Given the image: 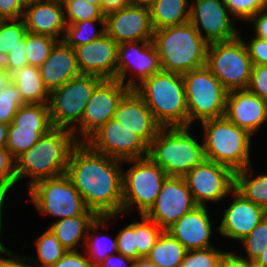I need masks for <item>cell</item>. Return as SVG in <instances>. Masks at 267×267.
Here are the masks:
<instances>
[{
  "label": "cell",
  "mask_w": 267,
  "mask_h": 267,
  "mask_svg": "<svg viewBox=\"0 0 267 267\" xmlns=\"http://www.w3.org/2000/svg\"><path fill=\"white\" fill-rule=\"evenodd\" d=\"M51 128L48 104L20 106L12 123L8 125L6 149L16 159Z\"/></svg>",
  "instance_id": "cell-14"
},
{
  "label": "cell",
  "mask_w": 267,
  "mask_h": 267,
  "mask_svg": "<svg viewBox=\"0 0 267 267\" xmlns=\"http://www.w3.org/2000/svg\"><path fill=\"white\" fill-rule=\"evenodd\" d=\"M27 0H0V16L5 19L23 18Z\"/></svg>",
  "instance_id": "cell-47"
},
{
  "label": "cell",
  "mask_w": 267,
  "mask_h": 267,
  "mask_svg": "<svg viewBox=\"0 0 267 267\" xmlns=\"http://www.w3.org/2000/svg\"><path fill=\"white\" fill-rule=\"evenodd\" d=\"M248 21L254 25L255 37L267 40V11H259Z\"/></svg>",
  "instance_id": "cell-50"
},
{
  "label": "cell",
  "mask_w": 267,
  "mask_h": 267,
  "mask_svg": "<svg viewBox=\"0 0 267 267\" xmlns=\"http://www.w3.org/2000/svg\"><path fill=\"white\" fill-rule=\"evenodd\" d=\"M248 260H256L267 246V215L261 222L242 240Z\"/></svg>",
  "instance_id": "cell-40"
},
{
  "label": "cell",
  "mask_w": 267,
  "mask_h": 267,
  "mask_svg": "<svg viewBox=\"0 0 267 267\" xmlns=\"http://www.w3.org/2000/svg\"><path fill=\"white\" fill-rule=\"evenodd\" d=\"M0 71L8 72V54L0 52Z\"/></svg>",
  "instance_id": "cell-60"
},
{
  "label": "cell",
  "mask_w": 267,
  "mask_h": 267,
  "mask_svg": "<svg viewBox=\"0 0 267 267\" xmlns=\"http://www.w3.org/2000/svg\"><path fill=\"white\" fill-rule=\"evenodd\" d=\"M223 251L215 247L187 251L179 267H218Z\"/></svg>",
  "instance_id": "cell-41"
},
{
  "label": "cell",
  "mask_w": 267,
  "mask_h": 267,
  "mask_svg": "<svg viewBox=\"0 0 267 267\" xmlns=\"http://www.w3.org/2000/svg\"><path fill=\"white\" fill-rule=\"evenodd\" d=\"M117 252L133 260H137L135 246L134 222L127 225L117 234Z\"/></svg>",
  "instance_id": "cell-44"
},
{
  "label": "cell",
  "mask_w": 267,
  "mask_h": 267,
  "mask_svg": "<svg viewBox=\"0 0 267 267\" xmlns=\"http://www.w3.org/2000/svg\"><path fill=\"white\" fill-rule=\"evenodd\" d=\"M118 255V256H117ZM135 260L123 256L121 253L111 254L96 267H133Z\"/></svg>",
  "instance_id": "cell-51"
},
{
  "label": "cell",
  "mask_w": 267,
  "mask_h": 267,
  "mask_svg": "<svg viewBox=\"0 0 267 267\" xmlns=\"http://www.w3.org/2000/svg\"><path fill=\"white\" fill-rule=\"evenodd\" d=\"M161 127L188 126L187 99L182 75L160 71L134 88Z\"/></svg>",
  "instance_id": "cell-4"
},
{
  "label": "cell",
  "mask_w": 267,
  "mask_h": 267,
  "mask_svg": "<svg viewBox=\"0 0 267 267\" xmlns=\"http://www.w3.org/2000/svg\"><path fill=\"white\" fill-rule=\"evenodd\" d=\"M187 249L168 231L164 230L147 258L158 267H179Z\"/></svg>",
  "instance_id": "cell-30"
},
{
  "label": "cell",
  "mask_w": 267,
  "mask_h": 267,
  "mask_svg": "<svg viewBox=\"0 0 267 267\" xmlns=\"http://www.w3.org/2000/svg\"><path fill=\"white\" fill-rule=\"evenodd\" d=\"M166 231L176 238L187 251L213 247L209 243L212 228L206 206L197 205Z\"/></svg>",
  "instance_id": "cell-25"
},
{
  "label": "cell",
  "mask_w": 267,
  "mask_h": 267,
  "mask_svg": "<svg viewBox=\"0 0 267 267\" xmlns=\"http://www.w3.org/2000/svg\"><path fill=\"white\" fill-rule=\"evenodd\" d=\"M123 161L94 151L86 142L72 150L67 172L85 205L98 217L122 214Z\"/></svg>",
  "instance_id": "cell-1"
},
{
  "label": "cell",
  "mask_w": 267,
  "mask_h": 267,
  "mask_svg": "<svg viewBox=\"0 0 267 267\" xmlns=\"http://www.w3.org/2000/svg\"><path fill=\"white\" fill-rule=\"evenodd\" d=\"M105 31L117 43L153 41L149 9L126 6L105 15Z\"/></svg>",
  "instance_id": "cell-19"
},
{
  "label": "cell",
  "mask_w": 267,
  "mask_h": 267,
  "mask_svg": "<svg viewBox=\"0 0 267 267\" xmlns=\"http://www.w3.org/2000/svg\"><path fill=\"white\" fill-rule=\"evenodd\" d=\"M229 13L238 18L249 20L259 11L267 10L265 0H224Z\"/></svg>",
  "instance_id": "cell-43"
},
{
  "label": "cell",
  "mask_w": 267,
  "mask_h": 267,
  "mask_svg": "<svg viewBox=\"0 0 267 267\" xmlns=\"http://www.w3.org/2000/svg\"><path fill=\"white\" fill-rule=\"evenodd\" d=\"M188 0H155L149 8L153 30L189 22Z\"/></svg>",
  "instance_id": "cell-28"
},
{
  "label": "cell",
  "mask_w": 267,
  "mask_h": 267,
  "mask_svg": "<svg viewBox=\"0 0 267 267\" xmlns=\"http://www.w3.org/2000/svg\"><path fill=\"white\" fill-rule=\"evenodd\" d=\"M6 256L10 258H4L0 257V267H32V264H29L31 259L29 260L27 257L24 256V258H20L17 255H15L13 252L8 253ZM26 261H28L27 264H25ZM23 262V263H22Z\"/></svg>",
  "instance_id": "cell-53"
},
{
  "label": "cell",
  "mask_w": 267,
  "mask_h": 267,
  "mask_svg": "<svg viewBox=\"0 0 267 267\" xmlns=\"http://www.w3.org/2000/svg\"><path fill=\"white\" fill-rule=\"evenodd\" d=\"M52 267H95L92 262L78 251H67Z\"/></svg>",
  "instance_id": "cell-48"
},
{
  "label": "cell",
  "mask_w": 267,
  "mask_h": 267,
  "mask_svg": "<svg viewBox=\"0 0 267 267\" xmlns=\"http://www.w3.org/2000/svg\"><path fill=\"white\" fill-rule=\"evenodd\" d=\"M128 69L136 73L140 83L162 71L160 58L153 41H131L118 44L115 79L134 89L138 85L134 76L124 84Z\"/></svg>",
  "instance_id": "cell-17"
},
{
  "label": "cell",
  "mask_w": 267,
  "mask_h": 267,
  "mask_svg": "<svg viewBox=\"0 0 267 267\" xmlns=\"http://www.w3.org/2000/svg\"><path fill=\"white\" fill-rule=\"evenodd\" d=\"M234 200L225 210L218 231L230 239L242 240L267 215V211L246 199L236 189L232 191Z\"/></svg>",
  "instance_id": "cell-23"
},
{
  "label": "cell",
  "mask_w": 267,
  "mask_h": 267,
  "mask_svg": "<svg viewBox=\"0 0 267 267\" xmlns=\"http://www.w3.org/2000/svg\"><path fill=\"white\" fill-rule=\"evenodd\" d=\"M27 29L22 18L4 20L0 26V52L25 47Z\"/></svg>",
  "instance_id": "cell-37"
},
{
  "label": "cell",
  "mask_w": 267,
  "mask_h": 267,
  "mask_svg": "<svg viewBox=\"0 0 267 267\" xmlns=\"http://www.w3.org/2000/svg\"><path fill=\"white\" fill-rule=\"evenodd\" d=\"M24 105H26V103L23 101L16 85L11 81L8 86L0 92V123L7 125L12 123L18 108Z\"/></svg>",
  "instance_id": "cell-39"
},
{
  "label": "cell",
  "mask_w": 267,
  "mask_h": 267,
  "mask_svg": "<svg viewBox=\"0 0 267 267\" xmlns=\"http://www.w3.org/2000/svg\"><path fill=\"white\" fill-rule=\"evenodd\" d=\"M27 65L28 61L25 56V47H15L10 50L8 53V72L11 75Z\"/></svg>",
  "instance_id": "cell-49"
},
{
  "label": "cell",
  "mask_w": 267,
  "mask_h": 267,
  "mask_svg": "<svg viewBox=\"0 0 267 267\" xmlns=\"http://www.w3.org/2000/svg\"><path fill=\"white\" fill-rule=\"evenodd\" d=\"M12 82L26 104H48L50 92L43 83L39 67H23L12 74Z\"/></svg>",
  "instance_id": "cell-27"
},
{
  "label": "cell",
  "mask_w": 267,
  "mask_h": 267,
  "mask_svg": "<svg viewBox=\"0 0 267 267\" xmlns=\"http://www.w3.org/2000/svg\"><path fill=\"white\" fill-rule=\"evenodd\" d=\"M189 129L161 127L149 146L148 157L167 176L184 177L205 159L203 143H198Z\"/></svg>",
  "instance_id": "cell-5"
},
{
  "label": "cell",
  "mask_w": 267,
  "mask_h": 267,
  "mask_svg": "<svg viewBox=\"0 0 267 267\" xmlns=\"http://www.w3.org/2000/svg\"><path fill=\"white\" fill-rule=\"evenodd\" d=\"M133 267H158L152 263L147 257L135 260Z\"/></svg>",
  "instance_id": "cell-59"
},
{
  "label": "cell",
  "mask_w": 267,
  "mask_h": 267,
  "mask_svg": "<svg viewBox=\"0 0 267 267\" xmlns=\"http://www.w3.org/2000/svg\"><path fill=\"white\" fill-rule=\"evenodd\" d=\"M155 0H129V4L131 6H138V7H144L149 9L153 4Z\"/></svg>",
  "instance_id": "cell-58"
},
{
  "label": "cell",
  "mask_w": 267,
  "mask_h": 267,
  "mask_svg": "<svg viewBox=\"0 0 267 267\" xmlns=\"http://www.w3.org/2000/svg\"><path fill=\"white\" fill-rule=\"evenodd\" d=\"M123 162L133 164L123 171L122 215L128 214L133 204L137 205L140 215H145L155 203L167 175L148 156Z\"/></svg>",
  "instance_id": "cell-10"
},
{
  "label": "cell",
  "mask_w": 267,
  "mask_h": 267,
  "mask_svg": "<svg viewBox=\"0 0 267 267\" xmlns=\"http://www.w3.org/2000/svg\"><path fill=\"white\" fill-rule=\"evenodd\" d=\"M201 124L205 159L227 166L234 172L251 165V134L231 123L225 116L208 119Z\"/></svg>",
  "instance_id": "cell-6"
},
{
  "label": "cell",
  "mask_w": 267,
  "mask_h": 267,
  "mask_svg": "<svg viewBox=\"0 0 267 267\" xmlns=\"http://www.w3.org/2000/svg\"><path fill=\"white\" fill-rule=\"evenodd\" d=\"M130 90L131 88L116 79H103L87 102L78 125L80 135H77V141L86 142L98 129L112 119L119 103Z\"/></svg>",
  "instance_id": "cell-13"
},
{
  "label": "cell",
  "mask_w": 267,
  "mask_h": 267,
  "mask_svg": "<svg viewBox=\"0 0 267 267\" xmlns=\"http://www.w3.org/2000/svg\"><path fill=\"white\" fill-rule=\"evenodd\" d=\"M153 43L162 71L183 75L206 65L209 44L190 22L154 30Z\"/></svg>",
  "instance_id": "cell-3"
},
{
  "label": "cell",
  "mask_w": 267,
  "mask_h": 267,
  "mask_svg": "<svg viewBox=\"0 0 267 267\" xmlns=\"http://www.w3.org/2000/svg\"><path fill=\"white\" fill-rule=\"evenodd\" d=\"M103 79L94 75L80 74L49 94V114L52 127L68 129L76 133L77 125L96 86Z\"/></svg>",
  "instance_id": "cell-8"
},
{
  "label": "cell",
  "mask_w": 267,
  "mask_h": 267,
  "mask_svg": "<svg viewBox=\"0 0 267 267\" xmlns=\"http://www.w3.org/2000/svg\"><path fill=\"white\" fill-rule=\"evenodd\" d=\"M248 267H263L256 260H248Z\"/></svg>",
  "instance_id": "cell-62"
},
{
  "label": "cell",
  "mask_w": 267,
  "mask_h": 267,
  "mask_svg": "<svg viewBox=\"0 0 267 267\" xmlns=\"http://www.w3.org/2000/svg\"><path fill=\"white\" fill-rule=\"evenodd\" d=\"M253 172L251 165L235 172V189L267 211V174H259L254 178Z\"/></svg>",
  "instance_id": "cell-32"
},
{
  "label": "cell",
  "mask_w": 267,
  "mask_h": 267,
  "mask_svg": "<svg viewBox=\"0 0 267 267\" xmlns=\"http://www.w3.org/2000/svg\"><path fill=\"white\" fill-rule=\"evenodd\" d=\"M97 218V215H78L58 219L49 229L54 232L65 249L68 251H77V245H80L82 239H86L88 228Z\"/></svg>",
  "instance_id": "cell-29"
},
{
  "label": "cell",
  "mask_w": 267,
  "mask_h": 267,
  "mask_svg": "<svg viewBox=\"0 0 267 267\" xmlns=\"http://www.w3.org/2000/svg\"><path fill=\"white\" fill-rule=\"evenodd\" d=\"M4 20H5V19H3V18L0 16V26H1V24L3 23Z\"/></svg>",
  "instance_id": "cell-64"
},
{
  "label": "cell",
  "mask_w": 267,
  "mask_h": 267,
  "mask_svg": "<svg viewBox=\"0 0 267 267\" xmlns=\"http://www.w3.org/2000/svg\"><path fill=\"white\" fill-rule=\"evenodd\" d=\"M245 46L253 65H267V40L254 36Z\"/></svg>",
  "instance_id": "cell-46"
},
{
  "label": "cell",
  "mask_w": 267,
  "mask_h": 267,
  "mask_svg": "<svg viewBox=\"0 0 267 267\" xmlns=\"http://www.w3.org/2000/svg\"><path fill=\"white\" fill-rule=\"evenodd\" d=\"M40 76L48 91L61 87L81 73L77 66L74 48L58 41L49 57L39 67Z\"/></svg>",
  "instance_id": "cell-26"
},
{
  "label": "cell",
  "mask_w": 267,
  "mask_h": 267,
  "mask_svg": "<svg viewBox=\"0 0 267 267\" xmlns=\"http://www.w3.org/2000/svg\"><path fill=\"white\" fill-rule=\"evenodd\" d=\"M247 89L267 101V65L252 66V73Z\"/></svg>",
  "instance_id": "cell-45"
},
{
  "label": "cell",
  "mask_w": 267,
  "mask_h": 267,
  "mask_svg": "<svg viewBox=\"0 0 267 267\" xmlns=\"http://www.w3.org/2000/svg\"><path fill=\"white\" fill-rule=\"evenodd\" d=\"M6 200V196H0V234H1V231H2V223H3V211L4 210V202ZM1 236V235H0ZM1 238V237H0ZM12 251L10 250H7L1 243L0 241V253H3L5 254V256L8 254V253H11Z\"/></svg>",
  "instance_id": "cell-55"
},
{
  "label": "cell",
  "mask_w": 267,
  "mask_h": 267,
  "mask_svg": "<svg viewBox=\"0 0 267 267\" xmlns=\"http://www.w3.org/2000/svg\"><path fill=\"white\" fill-rule=\"evenodd\" d=\"M15 184V159L6 148H0V196H7Z\"/></svg>",
  "instance_id": "cell-42"
},
{
  "label": "cell",
  "mask_w": 267,
  "mask_h": 267,
  "mask_svg": "<svg viewBox=\"0 0 267 267\" xmlns=\"http://www.w3.org/2000/svg\"><path fill=\"white\" fill-rule=\"evenodd\" d=\"M205 66L229 92L247 89L253 64L245 41L238 36L229 41L209 44Z\"/></svg>",
  "instance_id": "cell-9"
},
{
  "label": "cell",
  "mask_w": 267,
  "mask_h": 267,
  "mask_svg": "<svg viewBox=\"0 0 267 267\" xmlns=\"http://www.w3.org/2000/svg\"><path fill=\"white\" fill-rule=\"evenodd\" d=\"M196 205L218 202L235 189V172L214 161L204 159L184 177Z\"/></svg>",
  "instance_id": "cell-12"
},
{
  "label": "cell",
  "mask_w": 267,
  "mask_h": 267,
  "mask_svg": "<svg viewBox=\"0 0 267 267\" xmlns=\"http://www.w3.org/2000/svg\"><path fill=\"white\" fill-rule=\"evenodd\" d=\"M58 41V39L49 36L27 32L25 56L28 65L40 67L49 57L51 49Z\"/></svg>",
  "instance_id": "cell-36"
},
{
  "label": "cell",
  "mask_w": 267,
  "mask_h": 267,
  "mask_svg": "<svg viewBox=\"0 0 267 267\" xmlns=\"http://www.w3.org/2000/svg\"><path fill=\"white\" fill-rule=\"evenodd\" d=\"M218 267H248L247 257L238 256L231 252H223Z\"/></svg>",
  "instance_id": "cell-52"
},
{
  "label": "cell",
  "mask_w": 267,
  "mask_h": 267,
  "mask_svg": "<svg viewBox=\"0 0 267 267\" xmlns=\"http://www.w3.org/2000/svg\"><path fill=\"white\" fill-rule=\"evenodd\" d=\"M227 11L224 0H195V4L190 5L189 22L208 44L229 41L238 37L239 33Z\"/></svg>",
  "instance_id": "cell-18"
},
{
  "label": "cell",
  "mask_w": 267,
  "mask_h": 267,
  "mask_svg": "<svg viewBox=\"0 0 267 267\" xmlns=\"http://www.w3.org/2000/svg\"><path fill=\"white\" fill-rule=\"evenodd\" d=\"M129 5V0H102V11L106 15Z\"/></svg>",
  "instance_id": "cell-54"
},
{
  "label": "cell",
  "mask_w": 267,
  "mask_h": 267,
  "mask_svg": "<svg viewBox=\"0 0 267 267\" xmlns=\"http://www.w3.org/2000/svg\"><path fill=\"white\" fill-rule=\"evenodd\" d=\"M35 245L38 258L34 262L40 261L39 267H52L68 251L49 228L36 239Z\"/></svg>",
  "instance_id": "cell-35"
},
{
  "label": "cell",
  "mask_w": 267,
  "mask_h": 267,
  "mask_svg": "<svg viewBox=\"0 0 267 267\" xmlns=\"http://www.w3.org/2000/svg\"><path fill=\"white\" fill-rule=\"evenodd\" d=\"M96 22L102 25V29L99 31H96L95 26H93ZM105 33V19L83 20L66 25L62 41L66 45L75 48L94 41Z\"/></svg>",
  "instance_id": "cell-33"
},
{
  "label": "cell",
  "mask_w": 267,
  "mask_h": 267,
  "mask_svg": "<svg viewBox=\"0 0 267 267\" xmlns=\"http://www.w3.org/2000/svg\"><path fill=\"white\" fill-rule=\"evenodd\" d=\"M141 221H134L135 246L137 259L147 257L152 247L156 244L161 233L164 231L155 222L140 215Z\"/></svg>",
  "instance_id": "cell-34"
},
{
  "label": "cell",
  "mask_w": 267,
  "mask_h": 267,
  "mask_svg": "<svg viewBox=\"0 0 267 267\" xmlns=\"http://www.w3.org/2000/svg\"><path fill=\"white\" fill-rule=\"evenodd\" d=\"M115 216L118 215H107L104 217H98L88 228L87 233L88 235H86V239L83 242V244H86V251L88 252L87 254V258L92 262V264L96 267L99 263H101L102 261H104L106 259L107 256L111 255V254H115L117 253V237H115L113 240L111 238H109V236L107 235H103V236H99V235H95L94 232L96 233V231L98 230V228L103 225L106 226V222L108 220H110V218L112 219L115 218ZM93 231V232H92ZM90 232V234H89ZM91 232L94 234H91ZM109 238V239H108ZM110 240V241H109ZM110 242L109 244L107 243ZM106 242V243H105ZM109 245V246H108ZM115 253H112L114 252Z\"/></svg>",
  "instance_id": "cell-31"
},
{
  "label": "cell",
  "mask_w": 267,
  "mask_h": 267,
  "mask_svg": "<svg viewBox=\"0 0 267 267\" xmlns=\"http://www.w3.org/2000/svg\"><path fill=\"white\" fill-rule=\"evenodd\" d=\"M182 78L187 99L188 126L195 119L202 122L225 115L228 91L206 66L189 71Z\"/></svg>",
  "instance_id": "cell-7"
},
{
  "label": "cell",
  "mask_w": 267,
  "mask_h": 267,
  "mask_svg": "<svg viewBox=\"0 0 267 267\" xmlns=\"http://www.w3.org/2000/svg\"><path fill=\"white\" fill-rule=\"evenodd\" d=\"M64 13L62 0H28L23 20L27 32L62 41L66 28Z\"/></svg>",
  "instance_id": "cell-22"
},
{
  "label": "cell",
  "mask_w": 267,
  "mask_h": 267,
  "mask_svg": "<svg viewBox=\"0 0 267 267\" xmlns=\"http://www.w3.org/2000/svg\"><path fill=\"white\" fill-rule=\"evenodd\" d=\"M66 25L83 20L105 19L102 9L87 0H62Z\"/></svg>",
  "instance_id": "cell-38"
},
{
  "label": "cell",
  "mask_w": 267,
  "mask_h": 267,
  "mask_svg": "<svg viewBox=\"0 0 267 267\" xmlns=\"http://www.w3.org/2000/svg\"><path fill=\"white\" fill-rule=\"evenodd\" d=\"M118 44L107 34L74 48L81 74L115 79Z\"/></svg>",
  "instance_id": "cell-20"
},
{
  "label": "cell",
  "mask_w": 267,
  "mask_h": 267,
  "mask_svg": "<svg viewBox=\"0 0 267 267\" xmlns=\"http://www.w3.org/2000/svg\"><path fill=\"white\" fill-rule=\"evenodd\" d=\"M256 261L263 267H267V246L262 254L256 259Z\"/></svg>",
  "instance_id": "cell-61"
},
{
  "label": "cell",
  "mask_w": 267,
  "mask_h": 267,
  "mask_svg": "<svg viewBox=\"0 0 267 267\" xmlns=\"http://www.w3.org/2000/svg\"><path fill=\"white\" fill-rule=\"evenodd\" d=\"M90 3L99 6L102 9V0H87Z\"/></svg>",
  "instance_id": "cell-63"
},
{
  "label": "cell",
  "mask_w": 267,
  "mask_h": 267,
  "mask_svg": "<svg viewBox=\"0 0 267 267\" xmlns=\"http://www.w3.org/2000/svg\"><path fill=\"white\" fill-rule=\"evenodd\" d=\"M12 81V75L7 71H0V92Z\"/></svg>",
  "instance_id": "cell-56"
},
{
  "label": "cell",
  "mask_w": 267,
  "mask_h": 267,
  "mask_svg": "<svg viewBox=\"0 0 267 267\" xmlns=\"http://www.w3.org/2000/svg\"><path fill=\"white\" fill-rule=\"evenodd\" d=\"M114 120L123 127L133 131L148 146L156 137L161 126L156 122L145 101L131 89L119 103Z\"/></svg>",
  "instance_id": "cell-24"
},
{
  "label": "cell",
  "mask_w": 267,
  "mask_h": 267,
  "mask_svg": "<svg viewBox=\"0 0 267 267\" xmlns=\"http://www.w3.org/2000/svg\"><path fill=\"white\" fill-rule=\"evenodd\" d=\"M196 206L184 178L167 176L155 203L145 216L167 230Z\"/></svg>",
  "instance_id": "cell-16"
},
{
  "label": "cell",
  "mask_w": 267,
  "mask_h": 267,
  "mask_svg": "<svg viewBox=\"0 0 267 267\" xmlns=\"http://www.w3.org/2000/svg\"><path fill=\"white\" fill-rule=\"evenodd\" d=\"M79 142L71 130L51 128L27 151L15 159L17 182L29 177V188L38 181L63 175L73 148Z\"/></svg>",
  "instance_id": "cell-2"
},
{
  "label": "cell",
  "mask_w": 267,
  "mask_h": 267,
  "mask_svg": "<svg viewBox=\"0 0 267 267\" xmlns=\"http://www.w3.org/2000/svg\"><path fill=\"white\" fill-rule=\"evenodd\" d=\"M8 125L0 123V148H6Z\"/></svg>",
  "instance_id": "cell-57"
},
{
  "label": "cell",
  "mask_w": 267,
  "mask_h": 267,
  "mask_svg": "<svg viewBox=\"0 0 267 267\" xmlns=\"http://www.w3.org/2000/svg\"><path fill=\"white\" fill-rule=\"evenodd\" d=\"M39 212L60 219L96 215L89 210L70 177L63 175L38 181L28 189Z\"/></svg>",
  "instance_id": "cell-11"
},
{
  "label": "cell",
  "mask_w": 267,
  "mask_h": 267,
  "mask_svg": "<svg viewBox=\"0 0 267 267\" xmlns=\"http://www.w3.org/2000/svg\"><path fill=\"white\" fill-rule=\"evenodd\" d=\"M224 116L253 135L267 120V101L248 89L229 91Z\"/></svg>",
  "instance_id": "cell-21"
},
{
  "label": "cell",
  "mask_w": 267,
  "mask_h": 267,
  "mask_svg": "<svg viewBox=\"0 0 267 267\" xmlns=\"http://www.w3.org/2000/svg\"><path fill=\"white\" fill-rule=\"evenodd\" d=\"M86 143L94 151L120 161L143 158L149 154V146L113 118L98 129Z\"/></svg>",
  "instance_id": "cell-15"
}]
</instances>
